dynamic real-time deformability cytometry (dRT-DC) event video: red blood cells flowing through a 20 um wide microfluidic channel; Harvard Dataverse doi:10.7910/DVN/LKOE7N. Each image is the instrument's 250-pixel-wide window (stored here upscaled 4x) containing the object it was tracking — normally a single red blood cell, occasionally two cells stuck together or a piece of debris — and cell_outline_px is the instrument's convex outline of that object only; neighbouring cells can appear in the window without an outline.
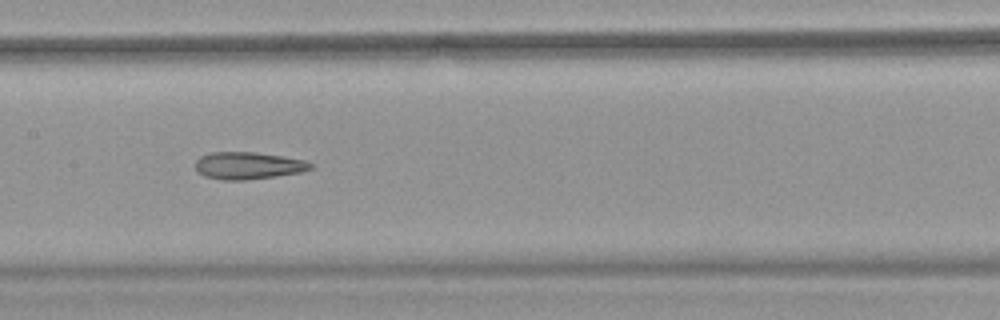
{"species": "common noctule bat (a hibernating species)", "species_latin": "Nyctalus noctula", "temperature_condition": "warm", "stored_images_in_passage": 47, "camera_frame_rate_fps": 3000, "um_per_image_px": 0.085, "animal": {"sex": "female", "body_mass_g": 18.4}, "frame": {"image": 1, "passage_image": 21, "time_ms": 6.667, "image_size_px": [1000, 320], "cell_outline_px": [[312, 168], [300, 172], [276, 176], [248, 180], [220, 180], [204, 176], [196, 168], [196, 160], [200, 156], [208, 152], [256, 152], [304, 160], [312, 164]], "centroid_in_image_um": [21.06, 14.08], "position_along_channel_um": 186.3, "area_um2": 18.21}, "authors_computed_cell_mechanics": {"area_um2": 20.23, "velocity_mm_per_s": 3.841, "shape_relaxation_time_tau1_ms": null, "shape_relaxation_time_tau2_ms": 2.6565, "deformation_change_tau1": null, "deformation_change_tau2": 0.1212}}